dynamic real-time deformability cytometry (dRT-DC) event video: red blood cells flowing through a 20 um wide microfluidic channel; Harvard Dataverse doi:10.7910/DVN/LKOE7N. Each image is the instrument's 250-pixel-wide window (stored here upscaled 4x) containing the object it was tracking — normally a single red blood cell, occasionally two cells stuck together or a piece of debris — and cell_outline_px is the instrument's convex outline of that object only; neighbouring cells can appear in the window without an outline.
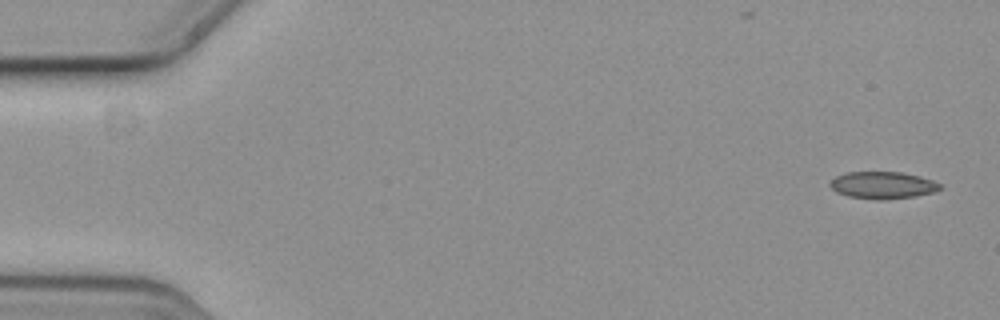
{"species": "common noctule bat (a hibernating species)", "species_latin": "Nyctalus noctula", "temperature_condition": "cold", "stored_images_in_passage": 6, "camera_frame_rate_fps": 3000, "um_per_image_px": 0.085, "animal": {"sex": "female", "body_mass_g": 19.3, "forearm_length_mm": 54.1}, "frame": {"image": 1, "passage_image": 1, "time_ms": 0.0, "image_size_px": [1000, 320], "cell_outline_px": [[940, 188], [932, 192], [916, 196], [884, 200], [876, 200], [848, 196], [836, 192], [828, 184], [836, 176], [848, 172], [900, 172], [920, 176], [932, 180], [940, 184]], "centroid_in_image_um": [75.0, 15.74], "position_along_channel_um": 10.0, "area_um2": 17.28}}